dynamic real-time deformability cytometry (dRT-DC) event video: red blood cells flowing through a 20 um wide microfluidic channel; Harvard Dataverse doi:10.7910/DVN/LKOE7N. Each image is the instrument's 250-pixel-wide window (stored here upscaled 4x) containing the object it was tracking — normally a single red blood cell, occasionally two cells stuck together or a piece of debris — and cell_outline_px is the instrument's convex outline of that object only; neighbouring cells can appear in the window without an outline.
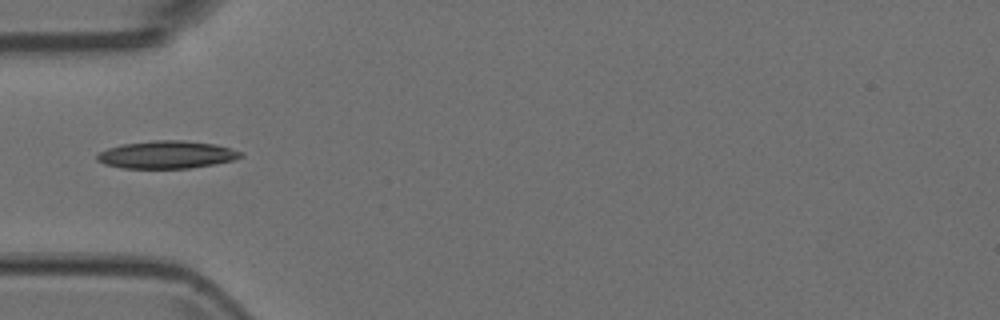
{"species": "Egyptian fruit bat (a non-hibernating species)", "species_latin": "Rousettus aegyptiacus", "temperature_condition": "room temperature", "stored_images_in_passage": 5, "camera_frame_rate_fps": 3000, "um_per_image_px": 0.085, "animal": {"sex": "female"}, "frame": {"image": 1, "passage_image": 5, "time_ms": 1.333, "image_size_px": [1000, 320], "cell_outline_px": [[244, 156], [232, 160], [212, 164], [188, 168], [120, 168], [104, 164], [96, 160], [96, 156], [100, 152], [108, 148], [124, 144], [152, 140], [184, 140], [216, 144], [244, 152]], "centroid_in_image_um": [14.17, 13.14], "position_along_channel_um": 70.8, "area_um2": 23.12}}